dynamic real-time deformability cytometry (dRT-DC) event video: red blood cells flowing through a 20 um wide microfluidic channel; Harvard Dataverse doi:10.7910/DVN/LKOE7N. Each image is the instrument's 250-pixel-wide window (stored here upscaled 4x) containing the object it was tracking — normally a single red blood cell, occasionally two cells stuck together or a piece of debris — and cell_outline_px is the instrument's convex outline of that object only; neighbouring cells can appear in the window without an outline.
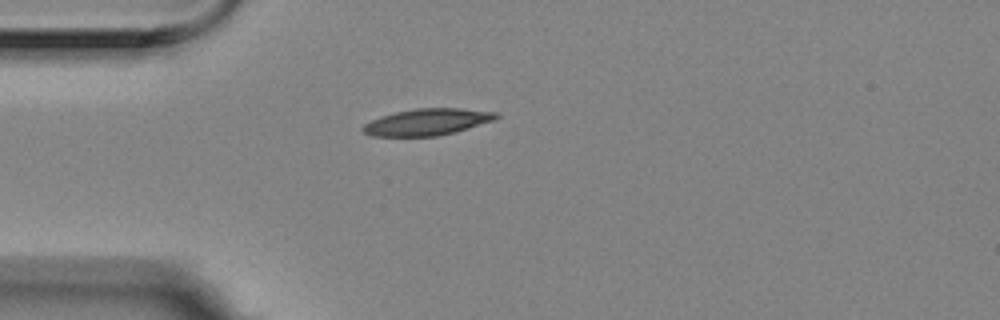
{"species": "Egyptian fruit bat (a non-hibernating species)", "species_latin": "Rousettus aegyptiacus", "temperature_condition": "room temperature", "stored_images_in_passage": 1, "camera_frame_rate_fps": 3000, "um_per_image_px": 0.085, "animal": {"sex": "female"}, "frame": {"image": 1, "passage_image": 1, "time_ms": 0.0, "image_size_px": [1000, 320], "cell_outline_px": [[500, 116], [496, 120], [456, 132], [436, 136], [372, 136], [364, 132], [360, 128], [364, 124], [380, 116], [396, 112], [416, 108], [460, 108], [500, 112]], "centroid_in_image_um": [36.37, 10.36], "position_along_channel_um": 48.6, "area_um2": 20.87}}